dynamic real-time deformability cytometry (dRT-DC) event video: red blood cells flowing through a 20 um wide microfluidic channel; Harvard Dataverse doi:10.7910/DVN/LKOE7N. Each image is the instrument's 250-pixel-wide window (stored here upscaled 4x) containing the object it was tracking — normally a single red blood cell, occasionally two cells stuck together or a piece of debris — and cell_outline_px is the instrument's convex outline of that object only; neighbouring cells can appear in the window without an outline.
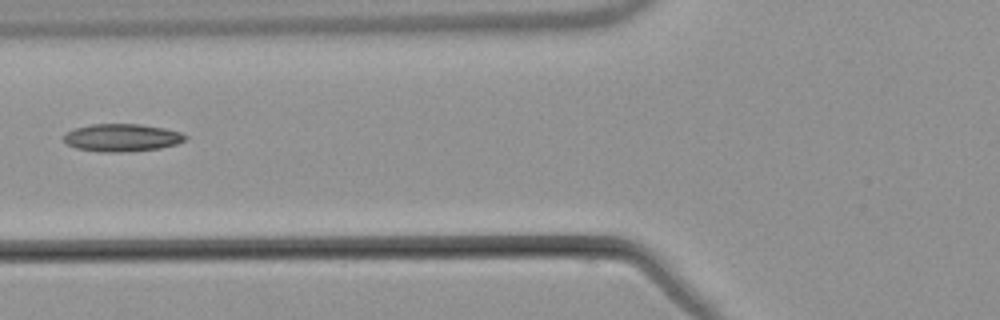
{"species": "common noctule bat (a hibernating species)", "species_latin": "Nyctalus noctula", "temperature_condition": "warm", "stored_images_in_passage": 3, "camera_frame_rate_fps": 3000, "um_per_image_px": 0.085, "animal": {"sex": "male", "body_mass_g": 21.5, "forearm_length_mm": 52.0}, "frame": {"image": 1, "passage_image": 2, "time_ms": 1.333, "image_size_px": [1000, 320], "cell_outline_px": [[188, 136], [184, 140], [176, 144], [160, 148], [120, 152], [100, 152], [76, 148], [68, 144], [64, 140], [64, 132], [72, 128], [92, 124], [140, 124], [164, 128], [180, 132]], "centroid_in_image_um": [10.32, 11.69], "position_along_channel_um": 115.5, "area_um2": 19.59}}
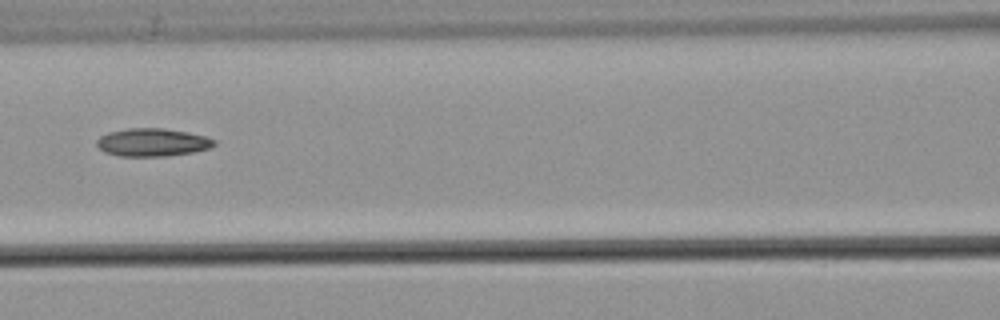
{"frame": {"image": 2, "passage_image": 3, "time_ms": 2.333, "image_size_px": [1000, 320], "cell_outline_px": [[216, 144], [208, 148], [192, 152], [168, 156], [120, 156], [104, 152], [96, 144], [96, 140], [100, 136], [108, 132], [128, 128], [164, 128], [188, 132], [204, 136], [216, 140]], "centroid_in_image_um": [12.93, 12.09], "position_along_channel_um": 153.7, "area_um2": 19.13}}